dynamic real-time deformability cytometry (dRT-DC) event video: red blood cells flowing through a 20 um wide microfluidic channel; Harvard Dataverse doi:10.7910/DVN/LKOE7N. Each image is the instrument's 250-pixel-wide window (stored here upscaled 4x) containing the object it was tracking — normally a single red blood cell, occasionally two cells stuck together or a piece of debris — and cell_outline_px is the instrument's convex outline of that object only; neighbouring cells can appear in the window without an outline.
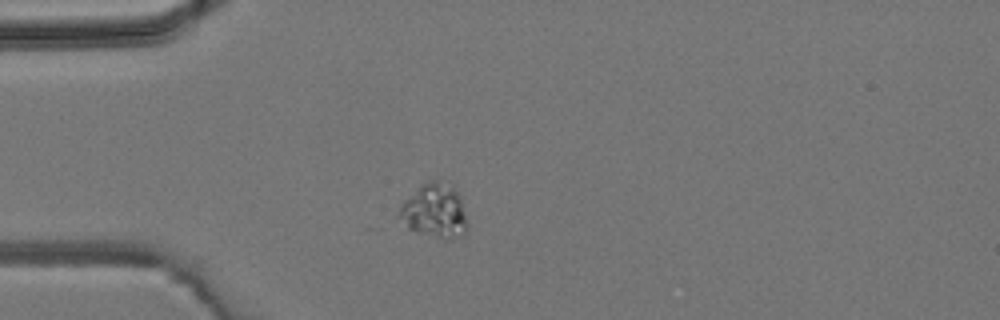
{"species": "common noctule bat (a hibernating species)", "species_latin": "Nyctalus noctula", "temperature_condition": "room temperature", "stored_images_in_passage": 2, "camera_frame_rate_fps": 3000, "um_per_image_px": 0.085, "animal": {"sex": "male", "body_mass_g": 19.2, "forearm_length_mm": 51.8}, "frame": {"image": 1, "passage_image": 1, "time_ms": 0.0, "image_size_px": [1000, 320], "cell_outline_px": [[468, 228], [464, 232], [448, 240], [444, 240], [416, 232], [408, 228], [400, 216], [400, 208], [404, 200], [420, 184], [432, 180], [436, 180], [452, 188], [460, 196], [468, 224]], "centroid_in_image_um": [36.94, 17.95], "position_along_channel_um": 48.1, "area_um2": 21.15}}